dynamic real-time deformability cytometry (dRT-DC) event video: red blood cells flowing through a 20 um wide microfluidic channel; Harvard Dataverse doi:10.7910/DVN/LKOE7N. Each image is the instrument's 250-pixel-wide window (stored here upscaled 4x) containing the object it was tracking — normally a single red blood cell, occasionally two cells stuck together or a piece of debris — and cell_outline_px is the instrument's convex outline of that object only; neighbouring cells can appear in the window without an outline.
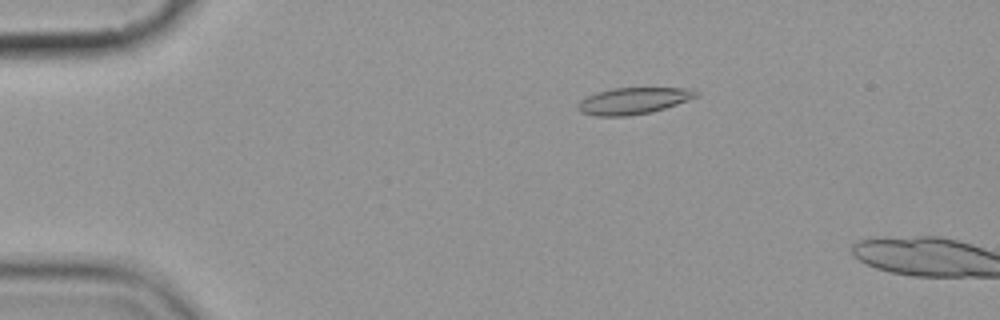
{"species": "common noctule bat (a hibernating species)", "species_latin": "Nyctalus noctula", "temperature_condition": "cold", "stored_images_in_passage": 4, "camera_frame_rate_fps": 3000, "um_per_image_px": 0.085, "animal": {"sex": "female", "body_mass_g": 19.9}, "frame": {"image": 1, "passage_image": 3, "time_ms": 2.333, "image_size_px": [1000, 320], "cell_outline_px": [[700, 96], [652, 112], [628, 116], [596, 116], [580, 112], [576, 108], [576, 104], [580, 100], [596, 92], [612, 88], [688, 88], [700, 92]], "centroid_in_image_um": [53.82, 8.57], "position_along_channel_um": 31.2, "area_um2": 18.44}}